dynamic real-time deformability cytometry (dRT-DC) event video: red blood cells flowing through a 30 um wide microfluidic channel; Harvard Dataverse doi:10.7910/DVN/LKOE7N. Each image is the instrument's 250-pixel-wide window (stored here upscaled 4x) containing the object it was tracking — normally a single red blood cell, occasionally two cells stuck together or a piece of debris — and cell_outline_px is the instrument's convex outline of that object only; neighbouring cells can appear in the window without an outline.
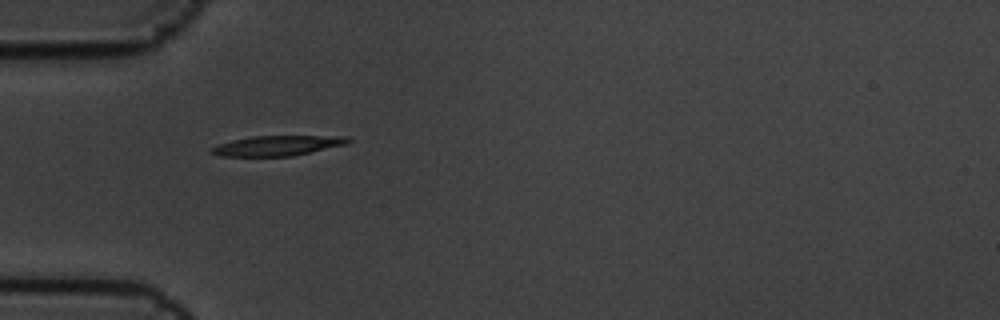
{"species": "common noctule bat (a hibernating species)", "species_latin": "Nyctalus noctula", "temperature_condition": "cold", "stored_images_in_passage": 2, "camera_frame_rate_fps": 3000, "um_per_image_px": 0.085, "animal": {"sex": "male", "body_mass_g": 19.5, "forearm_length_mm": 54.6}, "frame": {"image": 1, "passage_image": 1, "time_ms": 0.0, "image_size_px": [1000, 320], "cell_outline_px": [[352, 140], [348, 144], [292, 156], [220, 156], [212, 152], [212, 148], [216, 144], [232, 140], [252, 136], [348, 136]], "centroid_in_image_um": [23.62, 12.37], "position_along_channel_um": 61.4, "area_um2": 15.95}}
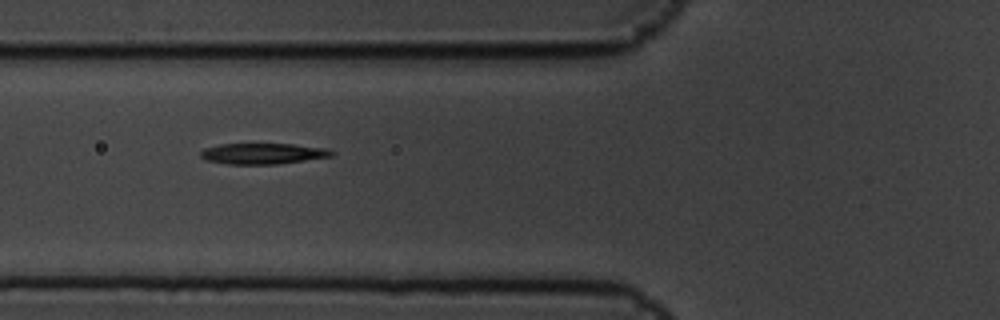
{"frame": {"image": 2, "passage_image": 2, "time_ms": 0.333, "image_size_px": [1000, 320], "cell_outline_px": [[336, 152], [332, 156], [276, 164], [228, 164], [208, 160], [200, 156], [200, 152], [204, 148], [220, 144], [292, 144], [328, 148]], "centroid_in_image_um": [22.37, 13.05], "position_along_channel_um": 103.4, "area_um2": 15.84}}